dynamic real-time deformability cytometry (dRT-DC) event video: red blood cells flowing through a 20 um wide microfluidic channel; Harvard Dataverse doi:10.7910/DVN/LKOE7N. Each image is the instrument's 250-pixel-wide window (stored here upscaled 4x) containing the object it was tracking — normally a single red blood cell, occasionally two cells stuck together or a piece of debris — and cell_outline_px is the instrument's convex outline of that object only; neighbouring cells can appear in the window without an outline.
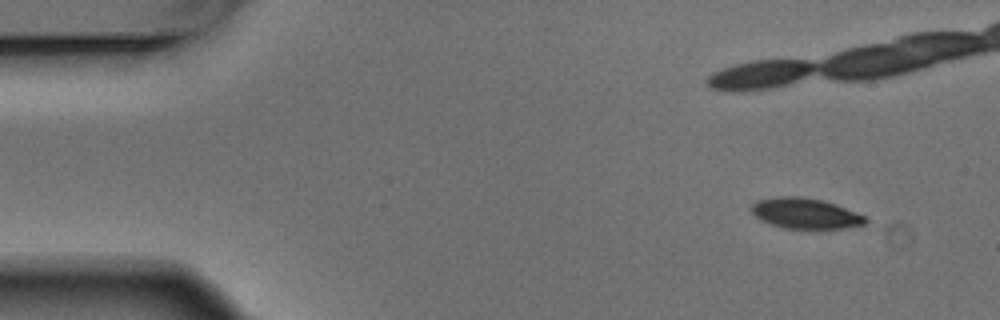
{"species": "Egyptian fruit bat (a non-hibernating species)", "species_latin": "Rousettus aegyptiacus", "temperature_condition": "warm", "stored_images_in_passage": 5, "camera_frame_rate_fps": 3000, "um_per_image_px": 0.085, "animal": {"sex": "male"}, "frame": {"image": 1, "passage_image": 1, "time_ms": 0.0, "image_size_px": [1000, 320], "cell_outline_px": [[868, 220], [864, 224], [840, 228], [784, 228], [772, 224], [756, 216], [752, 212], [752, 204], [756, 200], [776, 196], [800, 196], [820, 200], [836, 204], [864, 216]], "centroid_in_image_um": [68.43, 18.12], "position_along_channel_um": 16.6, "area_um2": 19.88}}